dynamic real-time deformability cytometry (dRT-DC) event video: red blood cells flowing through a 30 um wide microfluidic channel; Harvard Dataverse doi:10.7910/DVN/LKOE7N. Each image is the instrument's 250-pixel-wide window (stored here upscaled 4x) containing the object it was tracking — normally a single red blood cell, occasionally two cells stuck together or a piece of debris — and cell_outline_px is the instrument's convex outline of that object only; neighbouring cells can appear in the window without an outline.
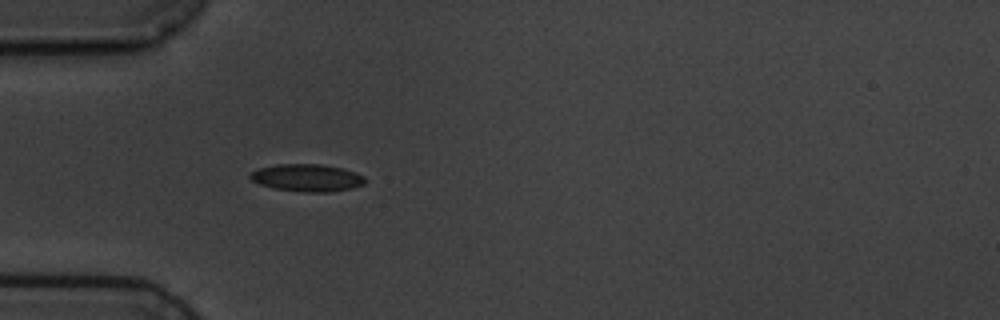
{"species": "common noctule bat (a hibernating species)", "species_latin": "Nyctalus noctula", "temperature_condition": "cold", "stored_images_in_passage": 3, "camera_frame_rate_fps": 3000, "um_per_image_px": 0.085, "animal": {"sex": "male", "body_mass_g": 19.5, "forearm_length_mm": 54.6}, "frame": {"image": 1, "passage_image": 3, "time_ms": 2.333, "image_size_px": [1000, 320], "cell_outline_px": [[364, 184], [352, 188], [328, 192], [304, 192], [272, 188], [260, 184], [252, 180], [248, 176], [252, 172], [260, 168], [276, 164], [320, 164], [340, 168], [356, 172], [364, 176]], "centroid_in_image_um": [26.09, 15.11], "position_along_channel_um": 58.9, "area_um2": 18.21}}